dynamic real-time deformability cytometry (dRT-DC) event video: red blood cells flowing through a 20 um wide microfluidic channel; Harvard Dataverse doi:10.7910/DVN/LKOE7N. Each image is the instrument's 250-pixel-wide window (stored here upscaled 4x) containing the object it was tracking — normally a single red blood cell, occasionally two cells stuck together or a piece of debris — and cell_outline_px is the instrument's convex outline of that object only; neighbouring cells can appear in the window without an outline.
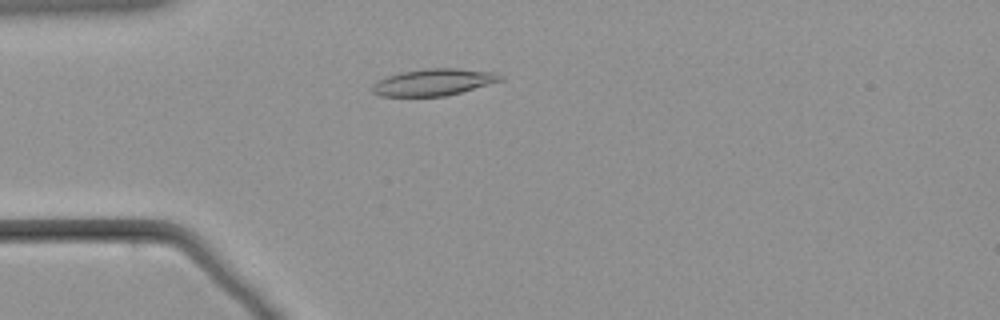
{"species": "common noctule bat (a hibernating species)", "species_latin": "Nyctalus noctula", "temperature_condition": "warm", "stored_images_in_passage": 56, "camera_frame_rate_fps": 3000, "um_per_image_px": 0.085, "animal": {"sex": "male", "body_mass_g": 21.5, "forearm_length_mm": 52.0}, "frame": {"image": 1, "passage_image": 13, "time_ms": 4.0, "image_size_px": [1000, 320], "cell_outline_px": [[504, 80], [460, 92], [444, 96], [380, 96], [372, 92], [372, 84], [376, 80], [400, 72], [428, 68], [456, 68], [496, 72], [504, 76]], "centroid_in_image_um": [36.86, 6.98], "position_along_channel_um": 48.1, "area_um2": 20.06}}
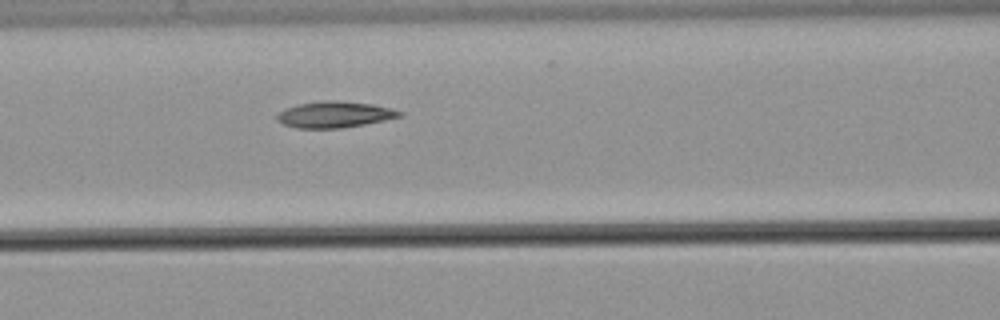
{"frame": {"image": 2, "passage_image": 22, "time_ms": 7.0, "image_size_px": [1000, 320], "cell_outline_px": [[404, 112], [400, 116], [384, 120], [364, 124], [340, 128], [296, 128], [280, 124], [276, 120], [276, 116], [284, 108], [296, 104], [324, 100], [336, 100], [372, 104], [392, 108]], "centroid_in_image_um": [28.38, 9.73], "position_along_channel_um": 138.2, "area_um2": 18.84}}
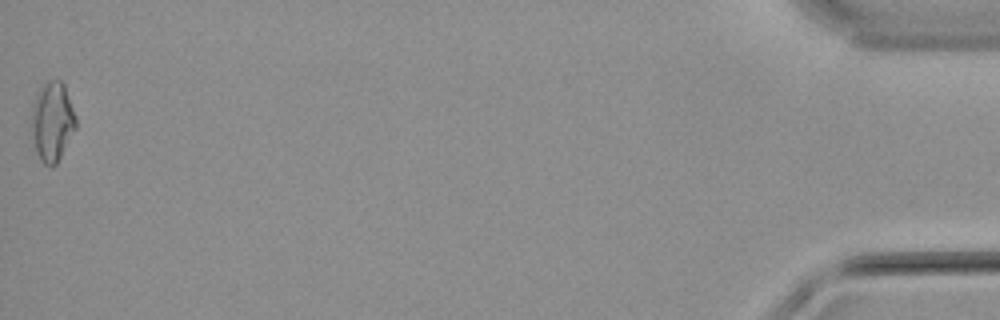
{"frame": {"image": 3, "passage_image": 56, "time_ms": 18.333, "image_size_px": [1000, 320], "cell_outline_px": [[76, 128], [56, 164], [52, 168], [44, 164], [40, 160], [36, 152], [32, 136], [32, 108], [36, 92], [48, 80], [60, 80], [64, 84], [76, 116]], "centroid_in_image_um": [4.44, 10.34], "position_along_channel_um": 430.8, "area_um2": 20.52}}